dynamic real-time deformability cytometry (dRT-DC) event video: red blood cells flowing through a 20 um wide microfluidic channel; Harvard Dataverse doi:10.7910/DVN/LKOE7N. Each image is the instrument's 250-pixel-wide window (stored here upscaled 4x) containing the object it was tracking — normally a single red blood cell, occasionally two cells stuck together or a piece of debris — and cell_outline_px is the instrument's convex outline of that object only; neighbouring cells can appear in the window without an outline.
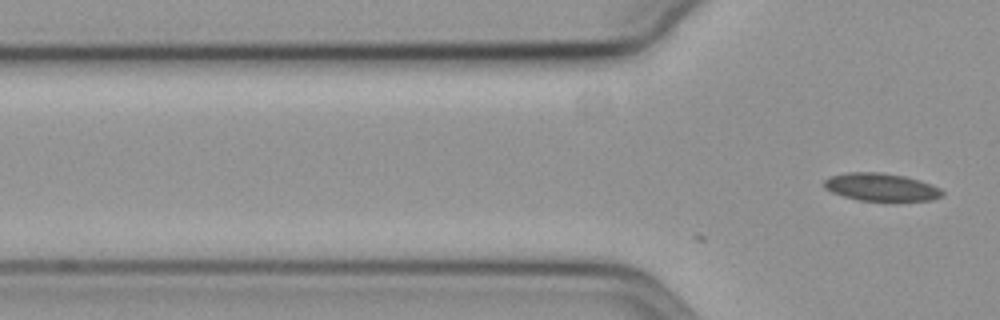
{"species": "common noctule bat (a hibernating species)", "species_latin": "Nyctalus noctula", "temperature_condition": "cold", "stored_images_in_passage": 2, "camera_frame_rate_fps": 3000, "um_per_image_px": 0.085, "animal": {"sex": "female", "body_mass_g": 19.3, "forearm_length_mm": 54.1}, "frame": {"image": 1, "passage_image": 2, "time_ms": 0.333, "image_size_px": [1000, 320], "cell_outline_px": [[944, 192], [940, 196], [932, 200], [896, 204], [860, 200], [844, 196], [832, 192], [824, 188], [824, 180], [832, 176], [848, 172], [880, 172], [904, 176], [920, 180], [932, 184], [940, 188]], "centroid_in_image_um": [74.96, 15.95], "position_along_channel_um": 50.8, "area_um2": 19.88}}